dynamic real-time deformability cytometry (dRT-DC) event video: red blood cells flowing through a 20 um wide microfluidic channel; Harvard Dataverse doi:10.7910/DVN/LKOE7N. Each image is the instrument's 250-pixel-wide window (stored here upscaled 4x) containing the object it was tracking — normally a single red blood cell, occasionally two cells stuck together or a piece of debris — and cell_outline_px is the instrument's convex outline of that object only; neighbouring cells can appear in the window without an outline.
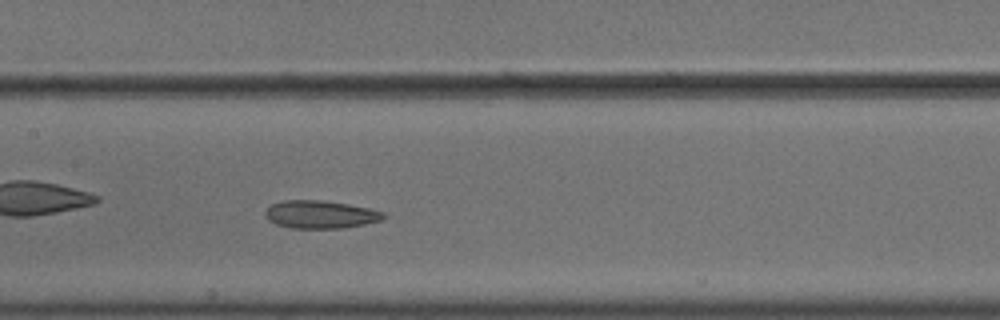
{"species": "common noctule bat (a hibernating species)", "species_latin": "Nyctalus noctula", "temperature_condition": "cold", "stored_images_in_passage": 50, "camera_frame_rate_fps": 3000, "um_per_image_px": 0.085, "animal": {"sex": "male", "body_mass_g": 18.8}, "frame": {"image": 1, "passage_image": 22, "time_ms": 7.0, "image_size_px": [1000, 320], "cell_outline_px": [[388, 216], [384, 220], [364, 224], [340, 228], [292, 228], [276, 224], [268, 220], [264, 212], [272, 204], [284, 200], [320, 200], [348, 204], [368, 208], [384, 212]], "centroid_in_image_um": [27.26, 18.23], "position_along_channel_um": 180.1, "area_um2": 19.19}}
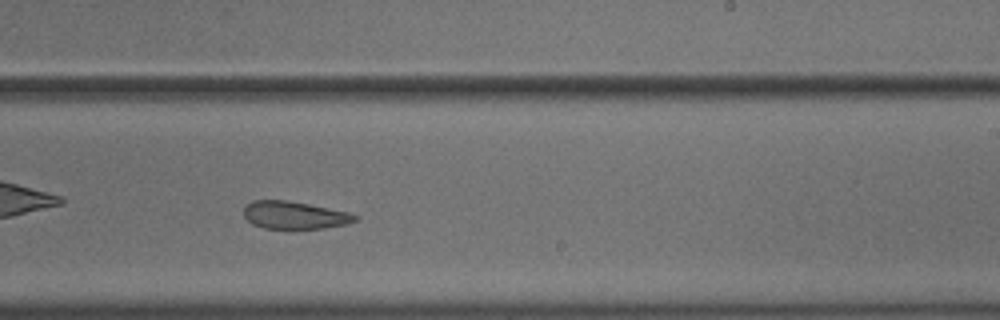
{"frame": {"image": 2, "passage_image": 29, "time_ms": 9.333, "image_size_px": [1000, 320], "cell_outline_px": [[360, 216], [356, 220], [348, 224], [324, 228], [264, 228], [252, 224], [244, 216], [244, 204], [252, 200], [288, 200], [348, 212]], "centroid_in_image_um": [25.01, 18.28], "position_along_channel_um": 264.0, "area_um2": 17.92}, "authors_computed_cell_mechanics": {"area_um2": 22.1663, "velocity_mm_per_s": 3.6065, "shape_relaxation_time_tau1_ms": null, "shape_relaxation_time_tau2_ms": 3.8805, "deformation_change_tau1": null, "deformation_change_tau2": 0.0998}}